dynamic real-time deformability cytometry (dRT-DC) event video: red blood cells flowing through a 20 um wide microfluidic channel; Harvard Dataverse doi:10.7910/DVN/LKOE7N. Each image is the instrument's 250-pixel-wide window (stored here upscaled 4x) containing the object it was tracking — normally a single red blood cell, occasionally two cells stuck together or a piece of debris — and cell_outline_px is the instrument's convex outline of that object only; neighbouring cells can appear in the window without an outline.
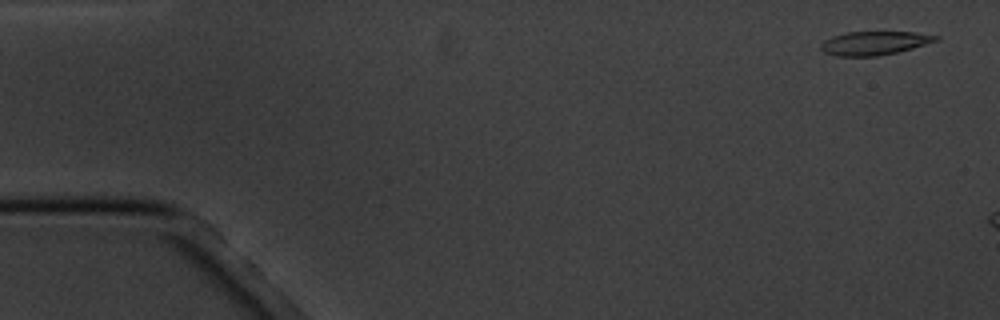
{"species": "common noctule bat (a hibernating species)", "species_latin": "Nyctalus noctula", "temperature_condition": "cold", "stored_images_in_passage": 3, "camera_frame_rate_fps": 3000, "um_per_image_px": 0.085, "animal": {"sex": "male", "body_mass_g": 20.1, "forearm_length_mm": 53.5}, "frame": {"image": 1, "passage_image": 1, "time_ms": 0.0, "image_size_px": [1000, 320], "cell_outline_px": [[940, 40], [912, 48], [880, 56], [836, 56], [824, 52], [820, 48], [820, 44], [824, 40], [832, 36], [844, 32], [912, 32], [940, 36]], "centroid_in_image_um": [74.3, 3.66], "position_along_channel_um": 10.7, "area_um2": 15.9}}